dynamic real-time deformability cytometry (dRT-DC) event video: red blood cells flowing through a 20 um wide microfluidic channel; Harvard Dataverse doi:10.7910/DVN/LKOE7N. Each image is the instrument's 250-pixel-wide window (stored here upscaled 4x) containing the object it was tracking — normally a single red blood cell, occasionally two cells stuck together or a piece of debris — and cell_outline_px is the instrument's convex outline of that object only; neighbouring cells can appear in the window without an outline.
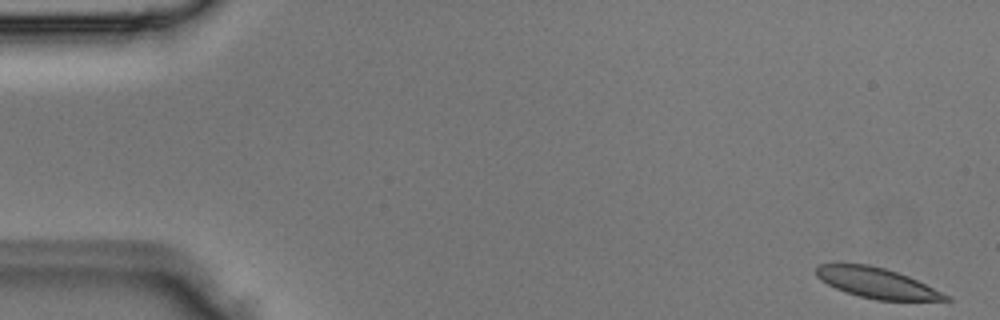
{"species": "Egyptian fruit bat (a non-hibernating species)", "species_latin": "Rousettus aegyptiacus", "temperature_condition": "room temperature", "stored_images_in_passage": 3, "camera_frame_rate_fps": 3000, "um_per_image_px": 0.085, "animal": {"sex": "male"}, "frame": {"image": 1, "passage_image": 1, "time_ms": 0.0, "image_size_px": [1000, 320], "cell_outline_px": [[952, 300], [876, 300], [860, 296], [836, 288], [820, 280], [816, 276], [816, 268], [820, 264], [868, 264], [884, 268], [908, 276], [948, 296]], "centroid_in_image_um": [74.47, 24.04], "position_along_channel_um": 10.5, "area_um2": 22.25}}
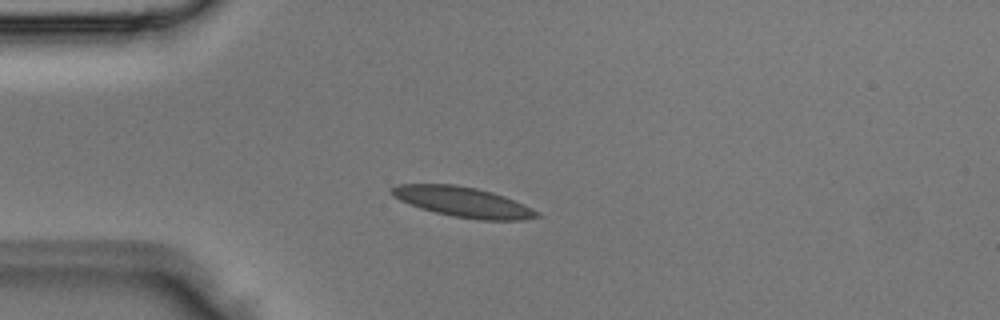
{"frame": {"image": 2, "passage_image": 3, "time_ms": 0.667, "image_size_px": [1000, 320], "cell_outline_px": [[540, 216], [520, 220], [480, 220], [452, 216], [420, 208], [408, 204], [392, 196], [388, 192], [388, 188], [396, 184], [456, 184], [476, 188], [492, 192], [504, 196], [524, 204], [540, 212]], "centroid_in_image_um": [39.3, 17.15], "position_along_channel_um": 45.7, "area_um2": 25.66}}